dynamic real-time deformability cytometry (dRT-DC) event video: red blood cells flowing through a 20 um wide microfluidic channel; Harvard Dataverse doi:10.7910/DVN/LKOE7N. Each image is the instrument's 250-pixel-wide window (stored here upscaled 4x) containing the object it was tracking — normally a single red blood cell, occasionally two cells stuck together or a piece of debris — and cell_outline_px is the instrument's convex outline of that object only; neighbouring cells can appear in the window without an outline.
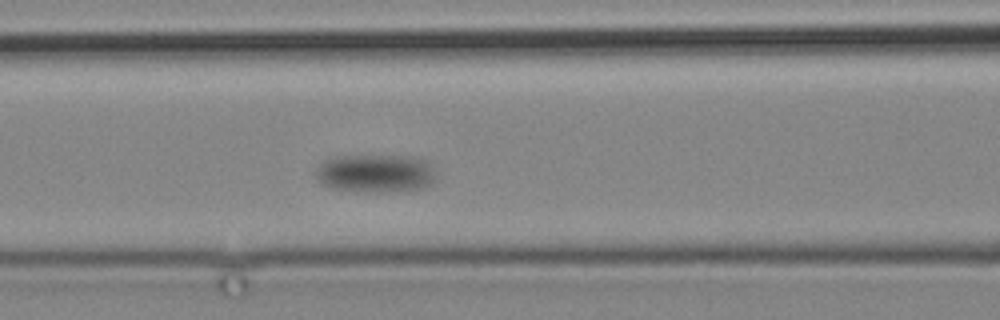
{"species": "common noctule bat (a hibernating species)", "species_latin": "Nyctalus noctula", "temperature_condition": "cold", "stored_images_in_passage": 7, "camera_frame_rate_fps": 3000, "um_per_image_px": 0.085, "animal": {"sex": "male", "body_mass_g": 19.2, "forearm_length_mm": 51.8}, "frame": {"image": 1, "passage_image": 5, "time_ms": 4.667, "image_size_px": [1000, 320], "cell_outline_px": [[436, 180], [424, 188], [380, 192], [376, 192], [332, 188], [320, 184], [316, 180], [316, 172], [328, 160], [336, 156], [412, 156], [424, 160], [428, 164]], "centroid_in_image_um": [31.92, 14.74], "position_along_channel_um": 134.7, "area_um2": 26.18}}
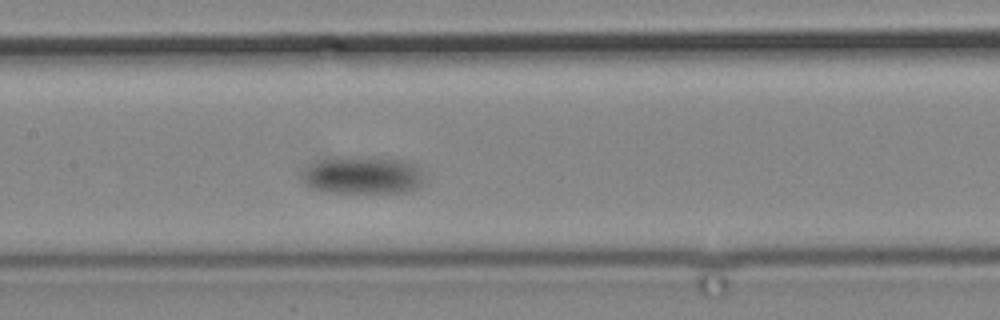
{"frame": {"image": 2, "passage_image": 7, "time_ms": 6.667, "image_size_px": [1000, 320], "cell_outline_px": [[420, 184], [416, 188], [408, 192], [320, 192], [304, 184], [300, 176], [312, 164], [336, 156], [348, 156], [404, 160], [412, 164], [416, 168], [420, 176]], "centroid_in_image_um": [30.74, 14.9], "position_along_channel_um": 176.7, "area_um2": 26.3}}